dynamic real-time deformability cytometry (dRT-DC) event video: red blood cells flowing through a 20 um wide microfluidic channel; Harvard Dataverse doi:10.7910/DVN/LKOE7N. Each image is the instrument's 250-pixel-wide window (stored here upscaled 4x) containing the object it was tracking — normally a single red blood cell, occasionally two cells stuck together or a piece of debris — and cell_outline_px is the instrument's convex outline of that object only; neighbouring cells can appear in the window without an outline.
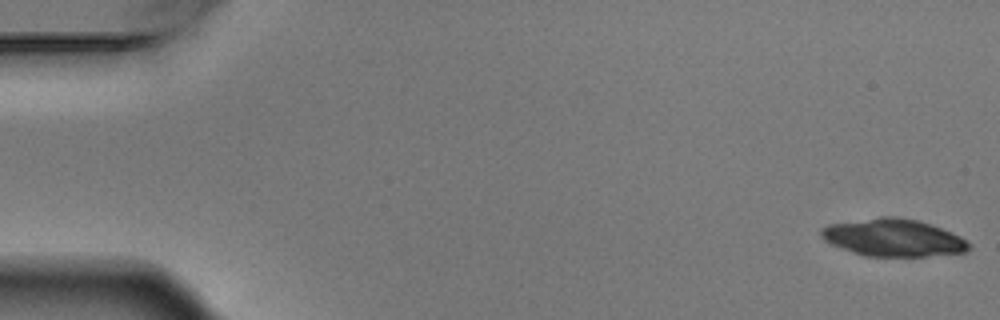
{"species": "Egyptian fruit bat (a non-hibernating species)", "species_latin": "Rousettus aegyptiacus", "temperature_condition": "warm", "stored_images_in_passage": 6, "camera_frame_rate_fps": 3000, "um_per_image_px": 0.085, "animal": {"sex": "male"}, "frame": {"image": 1, "passage_image": 1, "time_ms": 0.0, "image_size_px": [1000, 320], "cell_outline_px": [[972, 248], [968, 252], [924, 256], [864, 256], [828, 244], [820, 236], [820, 228], [828, 224], [880, 216], [896, 216], [920, 220], [932, 224], [952, 232], [960, 236], [972, 244]], "centroid_in_image_um": [75.93, 20.19], "position_along_channel_um": 9.1, "area_um2": 32.83}}
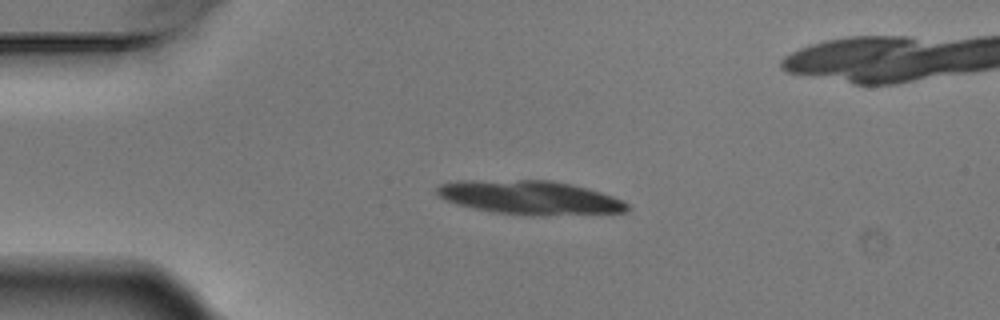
{"frame": {"image": 2, "passage_image": 4, "time_ms": 1.0, "image_size_px": [1000, 320], "cell_outline_px": [[632, 208], [628, 212], [536, 216], [492, 212], [456, 204], [440, 196], [436, 192], [436, 188], [440, 184], [456, 180], [548, 180], [588, 188], [612, 196], [628, 204]], "centroid_in_image_um": [45.04, 16.79], "position_along_channel_um": 40.0, "area_um2": 37.57}}